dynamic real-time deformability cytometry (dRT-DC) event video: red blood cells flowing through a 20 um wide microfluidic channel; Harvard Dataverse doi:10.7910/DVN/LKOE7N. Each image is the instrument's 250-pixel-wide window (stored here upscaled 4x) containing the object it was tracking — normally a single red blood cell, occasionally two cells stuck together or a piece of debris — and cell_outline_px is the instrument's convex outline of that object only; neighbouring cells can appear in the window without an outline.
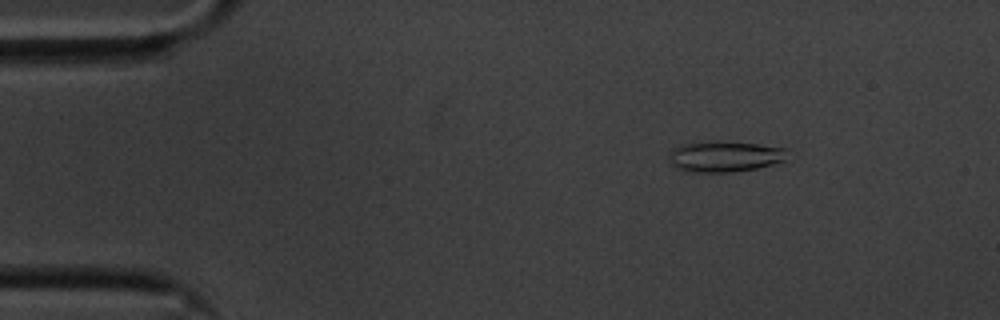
{"species": "common noctule bat (a hibernating species)", "species_latin": "Nyctalus noctula", "temperature_condition": "cold", "stored_images_in_passage": 17, "camera_frame_rate_fps": 3000, "um_per_image_px": 0.085, "animal": {"sex": "male", "body_mass_g": 20.1, "forearm_length_mm": 53.5}, "frame": {"image": 1, "passage_image": 8, "time_ms": 2.333, "image_size_px": [1000, 320], "cell_outline_px": [[788, 148], [784, 160], [772, 164], [756, 168], [732, 172], [692, 172], [676, 168], [672, 164], [672, 148], [688, 144], [756, 144]], "centroid_in_image_um": [61.66, 13.35], "position_along_channel_um": 23.3, "area_um2": 19.94}}